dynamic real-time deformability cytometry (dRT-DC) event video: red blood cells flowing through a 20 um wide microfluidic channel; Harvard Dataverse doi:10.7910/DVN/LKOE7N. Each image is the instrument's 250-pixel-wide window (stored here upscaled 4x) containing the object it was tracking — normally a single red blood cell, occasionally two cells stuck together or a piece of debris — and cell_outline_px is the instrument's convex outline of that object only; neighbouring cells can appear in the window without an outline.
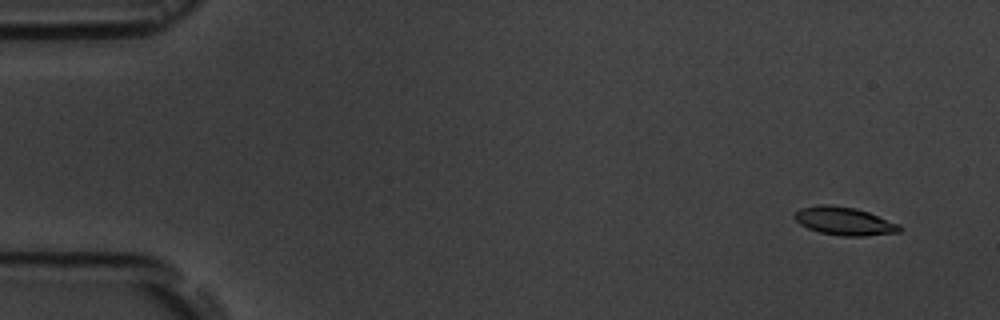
{"species": "common noctule bat (a hibernating species)", "species_latin": "Nyctalus noctula", "temperature_condition": "room temperature", "stored_images_in_passage": 4, "camera_frame_rate_fps": 3000, "um_per_image_px": 0.085, "animal": {"sex": "male", "body_mass_g": 19.5, "forearm_length_mm": 54.6}, "frame": {"image": 1, "passage_image": 1, "time_ms": 0.0, "image_size_px": [1000, 320], "cell_outline_px": [[904, 228], [900, 232], [864, 236], [840, 236], [820, 232], [808, 228], [800, 224], [792, 216], [800, 208], [820, 204], [824, 204], [856, 208], [868, 212], [900, 224]], "centroid_in_image_um": [71.78, 18.8], "position_along_channel_um": 13.2, "area_um2": 17.28}}
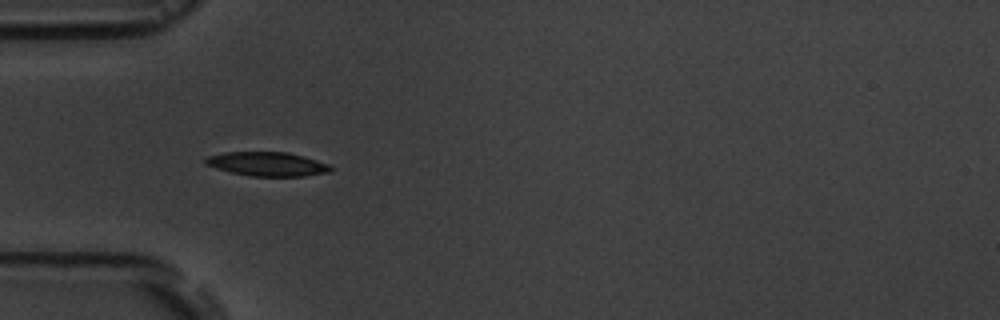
{"frame": {"image": 2, "passage_image": 4, "time_ms": 4.667, "image_size_px": [1000, 320], "cell_outline_px": [[332, 168], [328, 172], [304, 176], [252, 176], [232, 172], [216, 168], [204, 164], [204, 160], [208, 156], [224, 152], [288, 152], [304, 156], [328, 164]], "centroid_in_image_um": [22.7, 13.93], "position_along_channel_um": 62.3, "area_um2": 17.4}}